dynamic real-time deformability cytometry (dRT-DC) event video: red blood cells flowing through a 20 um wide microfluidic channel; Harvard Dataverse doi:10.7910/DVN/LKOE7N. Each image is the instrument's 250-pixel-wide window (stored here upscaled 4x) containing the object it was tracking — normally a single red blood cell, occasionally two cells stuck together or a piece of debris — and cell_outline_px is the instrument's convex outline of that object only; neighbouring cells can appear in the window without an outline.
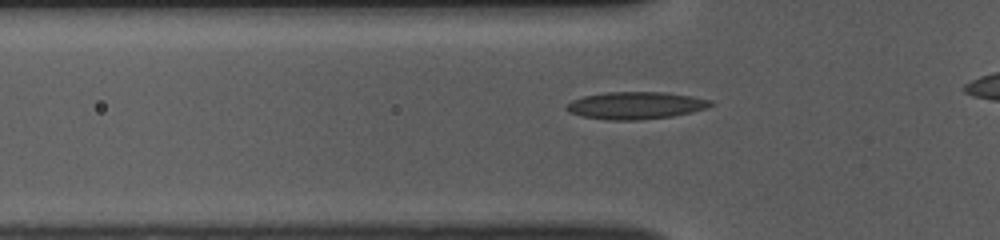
{"species": "common noctule bat (a hibernating species)", "species_latin": "Nyctalus noctula", "temperature_condition": "room temperature", "stored_images_in_passage": 28, "camera_frame_rate_fps": 3000, "um_per_image_px": 0.085, "animal": {"sex": "female", "body_mass_g": 10.0, "forearm_length_mm": 53.1}, "frame": {"image": 1, "passage_image": 9, "time_ms": 2.667, "image_size_px": [1000, 240], "cell_outline_px": [[716, 104], [708, 108], [692, 112], [672, 116], [636, 120], [608, 120], [580, 116], [568, 112], [564, 108], [564, 104], [572, 100], [584, 96], [608, 92], [664, 92], [692, 96], [712, 100]], "centroid_in_image_um": [54.03, 8.96], "position_along_channel_um": 71.8, "area_um2": 23.18}}
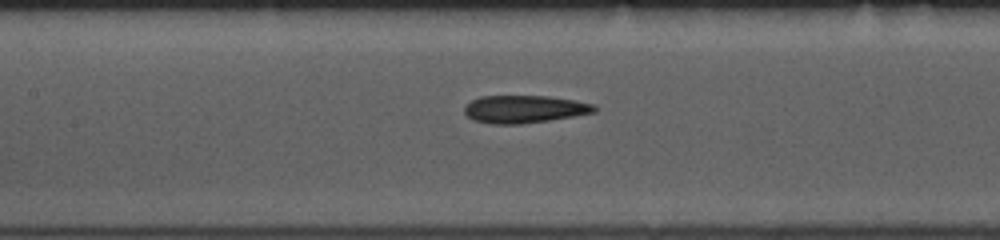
{"frame": {"image": 2, "passage_image": 16, "time_ms": 5.0, "image_size_px": [1000, 240], "cell_outline_px": [[596, 112], [548, 120], [520, 124], [492, 124], [472, 120], [464, 112], [464, 108], [472, 100], [480, 96], [548, 96], [576, 100], [596, 104]], "centroid_in_image_um": [44.58, 9.27], "position_along_channel_um": 162.8, "area_um2": 20.92}}
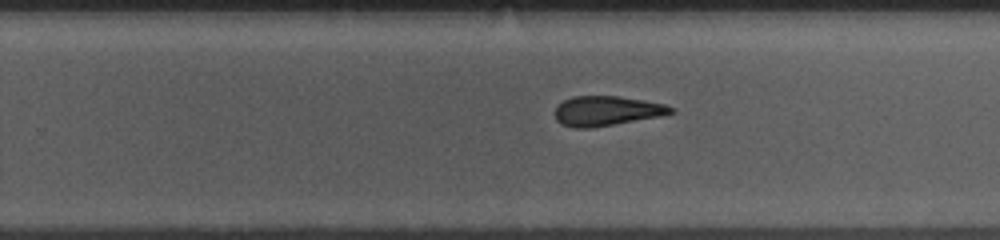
{"frame": {"image": 3, "passage_image": 25, "time_ms": 8.0, "image_size_px": [1000, 240], "cell_outline_px": [[676, 112], [660, 116], [588, 128], [572, 128], [560, 124], [556, 120], [552, 112], [564, 100], [572, 96], [616, 96], [644, 100], [664, 104], [676, 108]], "centroid_in_image_um": [51.53, 9.42], "position_along_channel_um": 278.3, "area_um2": 20.11}}